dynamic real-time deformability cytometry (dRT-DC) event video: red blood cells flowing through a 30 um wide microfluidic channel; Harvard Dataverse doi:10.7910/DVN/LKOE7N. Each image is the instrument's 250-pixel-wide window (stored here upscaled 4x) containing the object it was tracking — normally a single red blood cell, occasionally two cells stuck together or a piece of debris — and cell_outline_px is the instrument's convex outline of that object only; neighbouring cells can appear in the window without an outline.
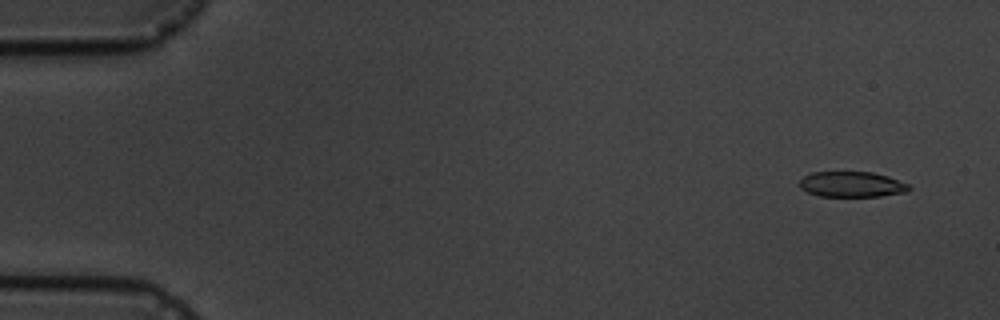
{"species": "common noctule bat (a hibernating species)", "species_latin": "Nyctalus noctula", "temperature_condition": "cold", "stored_images_in_passage": 6, "camera_frame_rate_fps": 3000, "um_per_image_px": 0.085, "animal": {"sex": "male", "body_mass_g": 19.5, "forearm_length_mm": 54.6}, "frame": {"image": 1, "passage_image": 2, "time_ms": 1.0, "image_size_px": [1000, 320], "cell_outline_px": [[912, 188], [908, 192], [880, 196], [820, 196], [808, 192], [800, 188], [800, 180], [804, 176], [812, 172], [872, 172], [888, 176], [908, 184]], "centroid_in_image_um": [72.42, 15.67], "position_along_channel_um": 12.6, "area_um2": 16.24}}